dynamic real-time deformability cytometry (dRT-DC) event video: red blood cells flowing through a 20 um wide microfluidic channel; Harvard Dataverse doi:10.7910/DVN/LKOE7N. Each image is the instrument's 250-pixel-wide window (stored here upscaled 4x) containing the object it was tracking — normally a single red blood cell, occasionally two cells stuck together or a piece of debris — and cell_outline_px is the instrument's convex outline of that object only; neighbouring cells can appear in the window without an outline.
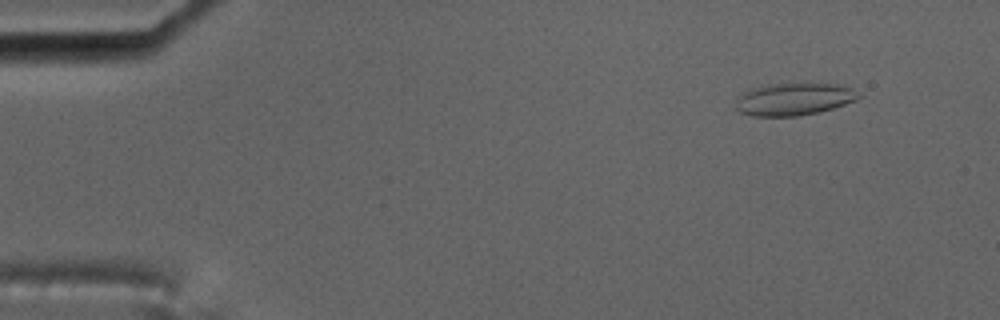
{"species": "common noctule bat (a hibernating species)", "species_latin": "Nyctalus noctula", "temperature_condition": "cold", "stored_images_in_passage": 17, "camera_frame_rate_fps": 3000, "um_per_image_px": 0.085, "animal": {"sex": "male", "body_mass_g": 17.5, "forearm_length_mm": 52.3}, "frame": {"image": 1, "passage_image": 6, "time_ms": 1.667, "image_size_px": [1000, 320], "cell_outline_px": [[864, 96], [856, 100], [820, 112], [800, 116], [752, 116], [740, 112], [736, 108], [736, 96], [740, 92], [748, 88], [764, 84], [792, 80], [812, 80], [840, 84], [852, 88]], "centroid_in_image_um": [67.48, 8.34], "position_along_channel_um": 17.5, "area_um2": 24.97}}